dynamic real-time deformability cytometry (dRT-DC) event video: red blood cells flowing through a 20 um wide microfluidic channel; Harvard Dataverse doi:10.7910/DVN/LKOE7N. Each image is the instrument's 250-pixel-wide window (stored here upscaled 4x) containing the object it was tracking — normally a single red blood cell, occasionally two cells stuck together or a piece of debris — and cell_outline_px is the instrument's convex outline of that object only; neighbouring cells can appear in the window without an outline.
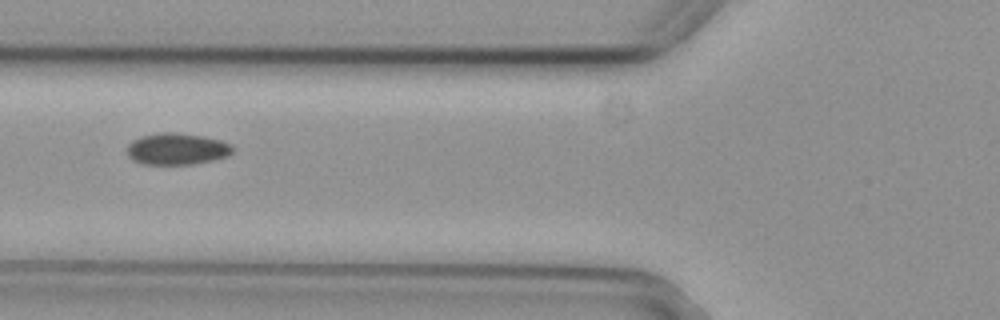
{"species": "common noctule bat (a hibernating species)", "species_latin": "Nyctalus noctula", "temperature_condition": "cold", "stored_images_in_passage": 2, "camera_frame_rate_fps": 3000, "um_per_image_px": 0.085, "animal": {"sex": "female", "body_mass_g": 29.2, "forearm_length_mm": 56.3}, "frame": {"image": 1, "passage_image": 2, "time_ms": 0.333, "image_size_px": [1000, 320], "cell_outline_px": [[232, 152], [228, 156], [212, 160], [192, 164], [144, 164], [132, 160], [128, 156], [128, 144], [132, 140], [140, 136], [160, 132], [176, 132], [204, 136], [220, 140], [232, 144]], "centroid_in_image_um": [15.02, 12.65], "position_along_channel_um": 110.8, "area_um2": 19.54}}